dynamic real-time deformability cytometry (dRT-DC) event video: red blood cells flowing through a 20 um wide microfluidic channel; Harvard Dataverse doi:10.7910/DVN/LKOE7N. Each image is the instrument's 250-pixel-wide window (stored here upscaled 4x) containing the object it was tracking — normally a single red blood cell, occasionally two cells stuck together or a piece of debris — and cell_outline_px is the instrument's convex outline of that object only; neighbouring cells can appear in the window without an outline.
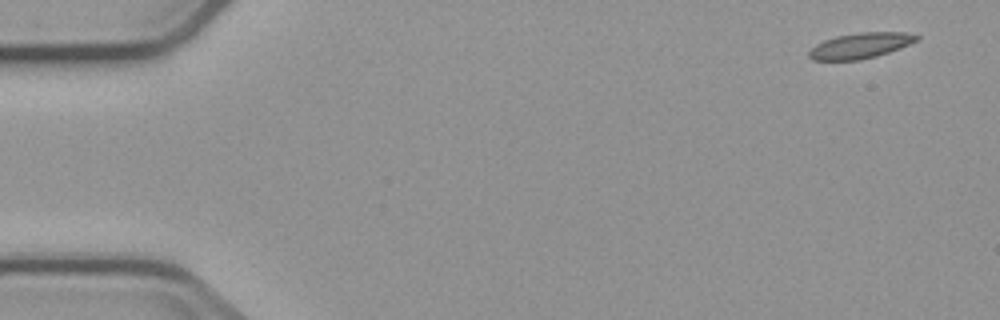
{"species": "common noctule bat (a hibernating species)", "species_latin": "Nyctalus noctula", "temperature_condition": "cold", "stored_images_in_passage": 4, "camera_frame_rate_fps": 3000, "um_per_image_px": 0.085, "animal": {"sex": "male", "body_mass_g": 23.1, "forearm_length_mm": 52.7}, "frame": {"image": 1, "passage_image": 1, "time_ms": 0.0, "image_size_px": [1000, 320], "cell_outline_px": [[920, 40], [900, 48], [876, 56], [860, 60], [812, 60], [808, 56], [808, 52], [816, 44], [824, 40], [836, 36], [860, 32], [908, 32], [920, 36]], "centroid_in_image_um": [73.16, 3.87], "position_along_channel_um": 11.8, "area_um2": 16.13}}